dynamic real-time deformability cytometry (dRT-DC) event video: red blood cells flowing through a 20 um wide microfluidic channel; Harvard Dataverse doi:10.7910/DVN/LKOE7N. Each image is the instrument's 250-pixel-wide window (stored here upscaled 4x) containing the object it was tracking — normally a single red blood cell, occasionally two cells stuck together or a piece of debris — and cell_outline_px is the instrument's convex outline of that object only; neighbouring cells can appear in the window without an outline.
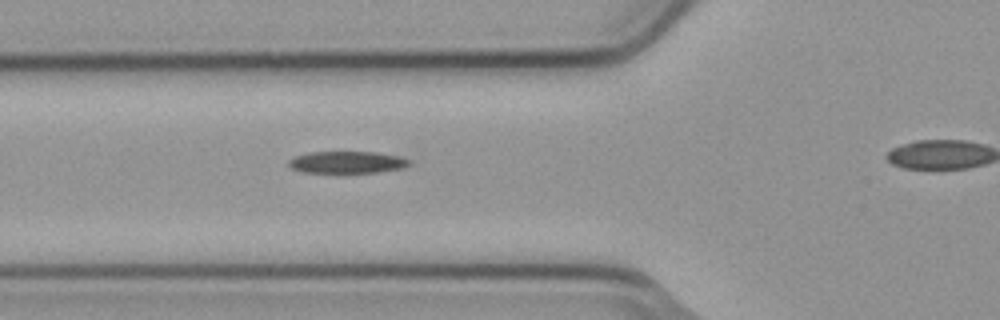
{"species": "common noctule bat (a hibernating species)", "species_latin": "Nyctalus noctula", "temperature_condition": "cold", "stored_images_in_passage": 4, "segment_of_instrument_passage": [1, 2], "camera_frame_rate_fps": 3000, "um_per_image_px": 0.085, "animal": {"sex": "male", "body_mass_g": 23.1, "forearm_length_mm": 52.7}, "frame": {"image": 1, "passage_image": 3, "time_ms": 0.667, "image_size_px": [1000, 320], "cell_outline_px": [[412, 164], [400, 168], [376, 172], [336, 176], [304, 172], [292, 168], [288, 164], [288, 160], [296, 156], [308, 152], [376, 152], [400, 156], [412, 160]], "centroid_in_image_um": [29.48, 13.84], "position_along_channel_um": 96.3, "area_um2": 16.36}}